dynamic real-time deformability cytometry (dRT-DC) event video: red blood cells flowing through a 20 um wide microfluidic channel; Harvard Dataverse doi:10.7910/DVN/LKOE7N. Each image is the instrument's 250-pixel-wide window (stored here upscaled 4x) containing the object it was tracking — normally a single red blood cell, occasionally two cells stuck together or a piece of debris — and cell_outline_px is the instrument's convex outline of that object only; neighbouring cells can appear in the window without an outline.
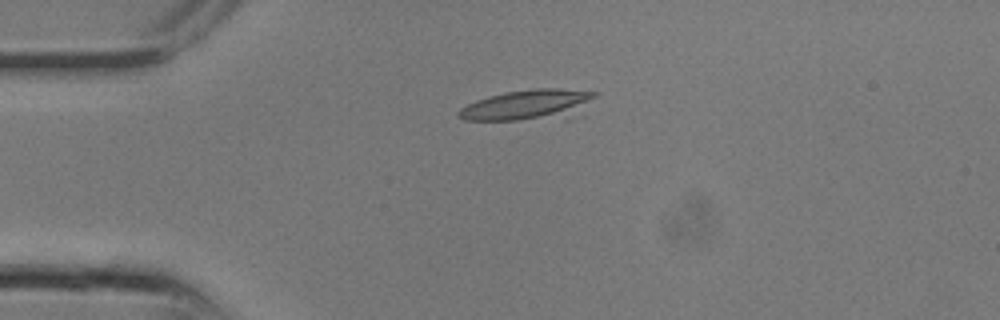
{"species": "common noctule bat (a hibernating species)", "species_latin": "Nyctalus noctula", "temperature_condition": "room temperature", "stored_images_in_passage": 4, "camera_frame_rate_fps": 3000, "um_per_image_px": 0.085, "animal": {"sex": "male", "body_mass_g": 13.3}, "frame": {"image": 1, "passage_image": 1, "time_ms": 0.0, "image_size_px": [1000, 320], "cell_outline_px": [[600, 92], [576, 116], [568, 120], [464, 120], [456, 116], [456, 112], [460, 108], [476, 100], [504, 92], [536, 88], [556, 88]], "centroid_in_image_um": [44.95, 8.95], "position_along_channel_um": 40.1, "area_um2": 25.09}}
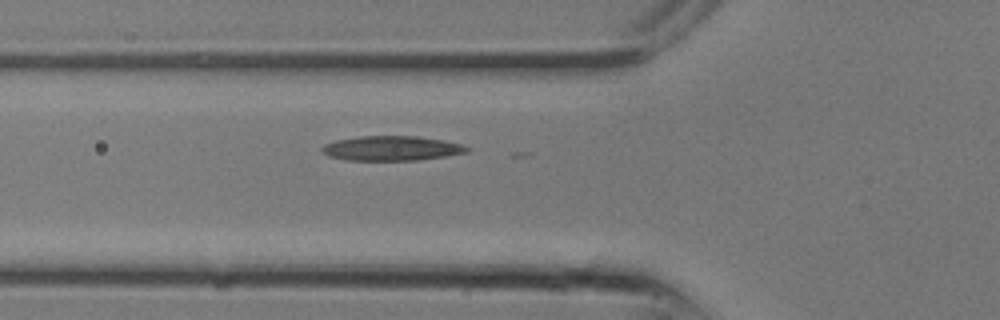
{"frame": {"image": 2, "passage_image": 4, "time_ms": 1.0, "image_size_px": [1000, 320], "cell_outline_px": [[468, 152], [444, 156], [416, 160], [348, 160], [328, 156], [320, 152], [320, 148], [324, 144], [336, 140], [360, 136], [416, 136], [444, 140], [460, 144], [468, 148]], "centroid_in_image_um": [33.22, 12.6], "position_along_channel_um": 92.6, "area_um2": 20.75}}